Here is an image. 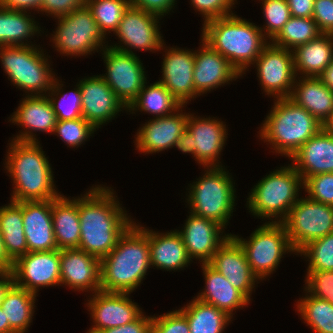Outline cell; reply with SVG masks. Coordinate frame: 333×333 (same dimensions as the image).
Segmentation results:
<instances>
[{"label":"cell","mask_w":333,"mask_h":333,"mask_svg":"<svg viewBox=\"0 0 333 333\" xmlns=\"http://www.w3.org/2000/svg\"><path fill=\"white\" fill-rule=\"evenodd\" d=\"M321 81L333 91V60L319 76Z\"/></svg>","instance_id":"680465c9"},{"label":"cell","mask_w":333,"mask_h":333,"mask_svg":"<svg viewBox=\"0 0 333 333\" xmlns=\"http://www.w3.org/2000/svg\"><path fill=\"white\" fill-rule=\"evenodd\" d=\"M205 277V289L199 293L198 300L213 305L224 311L232 318V312L248 305L249 300L222 274L218 273L209 264H202Z\"/></svg>","instance_id":"83f0119b"},{"label":"cell","mask_w":333,"mask_h":333,"mask_svg":"<svg viewBox=\"0 0 333 333\" xmlns=\"http://www.w3.org/2000/svg\"><path fill=\"white\" fill-rule=\"evenodd\" d=\"M130 6V0H99L90 3L87 7L91 10L93 18L100 31L105 36L110 31L115 32L123 17L124 12Z\"/></svg>","instance_id":"ab89813d"},{"label":"cell","mask_w":333,"mask_h":333,"mask_svg":"<svg viewBox=\"0 0 333 333\" xmlns=\"http://www.w3.org/2000/svg\"><path fill=\"white\" fill-rule=\"evenodd\" d=\"M97 186L82 198L78 197L81 227L78 248L101 260L115 248L121 235L134 221L120 207L111 188Z\"/></svg>","instance_id":"6da1fadb"},{"label":"cell","mask_w":333,"mask_h":333,"mask_svg":"<svg viewBox=\"0 0 333 333\" xmlns=\"http://www.w3.org/2000/svg\"><path fill=\"white\" fill-rule=\"evenodd\" d=\"M163 56L160 82L185 106L189 100L200 96L194 89V51L172 47Z\"/></svg>","instance_id":"cb8c5ba5"},{"label":"cell","mask_w":333,"mask_h":333,"mask_svg":"<svg viewBox=\"0 0 333 333\" xmlns=\"http://www.w3.org/2000/svg\"><path fill=\"white\" fill-rule=\"evenodd\" d=\"M36 294L14 283L7 289L1 307L15 333H26L34 314Z\"/></svg>","instance_id":"836d02e7"},{"label":"cell","mask_w":333,"mask_h":333,"mask_svg":"<svg viewBox=\"0 0 333 333\" xmlns=\"http://www.w3.org/2000/svg\"><path fill=\"white\" fill-rule=\"evenodd\" d=\"M263 4V14L265 16L266 26L260 28L264 31V36L273 39L284 24L291 18L290 9L286 0H261ZM267 36H266V35Z\"/></svg>","instance_id":"ee69618b"},{"label":"cell","mask_w":333,"mask_h":333,"mask_svg":"<svg viewBox=\"0 0 333 333\" xmlns=\"http://www.w3.org/2000/svg\"><path fill=\"white\" fill-rule=\"evenodd\" d=\"M298 253L308 257L307 270L333 271V233L308 243Z\"/></svg>","instance_id":"b9f144b4"},{"label":"cell","mask_w":333,"mask_h":333,"mask_svg":"<svg viewBox=\"0 0 333 333\" xmlns=\"http://www.w3.org/2000/svg\"><path fill=\"white\" fill-rule=\"evenodd\" d=\"M106 75H100L126 108L147 84L144 66L134 54L107 46L103 49Z\"/></svg>","instance_id":"4fadbf2b"},{"label":"cell","mask_w":333,"mask_h":333,"mask_svg":"<svg viewBox=\"0 0 333 333\" xmlns=\"http://www.w3.org/2000/svg\"><path fill=\"white\" fill-rule=\"evenodd\" d=\"M58 81L59 80L55 78L52 88L48 93L49 94L48 98L53 106V110L56 114L57 120H71V119L81 118L82 117L81 89L79 87V84L76 85L77 88H74V91L70 92L72 94L69 93L70 95L69 97L68 93L66 94L64 93L61 95L62 92H60V90L63 84L61 85ZM59 94L61 95L60 97H58ZM53 95L57 96L59 100H57L56 97L51 98V96Z\"/></svg>","instance_id":"60d3db41"},{"label":"cell","mask_w":333,"mask_h":333,"mask_svg":"<svg viewBox=\"0 0 333 333\" xmlns=\"http://www.w3.org/2000/svg\"><path fill=\"white\" fill-rule=\"evenodd\" d=\"M0 333H15L6 318L2 307L0 306Z\"/></svg>","instance_id":"91938a15"},{"label":"cell","mask_w":333,"mask_h":333,"mask_svg":"<svg viewBox=\"0 0 333 333\" xmlns=\"http://www.w3.org/2000/svg\"><path fill=\"white\" fill-rule=\"evenodd\" d=\"M13 262L7 257L0 234V272H11Z\"/></svg>","instance_id":"6f0895ef"},{"label":"cell","mask_w":333,"mask_h":333,"mask_svg":"<svg viewBox=\"0 0 333 333\" xmlns=\"http://www.w3.org/2000/svg\"><path fill=\"white\" fill-rule=\"evenodd\" d=\"M218 119L195 118L188 113L187 129L184 131L180 151L191 153L193 157L206 167H221L219 155L226 142V124Z\"/></svg>","instance_id":"7c38bea8"},{"label":"cell","mask_w":333,"mask_h":333,"mask_svg":"<svg viewBox=\"0 0 333 333\" xmlns=\"http://www.w3.org/2000/svg\"><path fill=\"white\" fill-rule=\"evenodd\" d=\"M293 51L294 71L304 77H319L333 60V38L330 33H321Z\"/></svg>","instance_id":"4dcf8cb0"},{"label":"cell","mask_w":333,"mask_h":333,"mask_svg":"<svg viewBox=\"0 0 333 333\" xmlns=\"http://www.w3.org/2000/svg\"><path fill=\"white\" fill-rule=\"evenodd\" d=\"M83 6V0H42L39 11L58 18Z\"/></svg>","instance_id":"f907efd6"},{"label":"cell","mask_w":333,"mask_h":333,"mask_svg":"<svg viewBox=\"0 0 333 333\" xmlns=\"http://www.w3.org/2000/svg\"><path fill=\"white\" fill-rule=\"evenodd\" d=\"M54 238L59 250L78 248L81 227L78 213V198L67 199L60 195L52 200Z\"/></svg>","instance_id":"1f68e13d"},{"label":"cell","mask_w":333,"mask_h":333,"mask_svg":"<svg viewBox=\"0 0 333 333\" xmlns=\"http://www.w3.org/2000/svg\"><path fill=\"white\" fill-rule=\"evenodd\" d=\"M60 277L61 284L71 289L101 291L100 259L79 248L62 249Z\"/></svg>","instance_id":"44dd1931"},{"label":"cell","mask_w":333,"mask_h":333,"mask_svg":"<svg viewBox=\"0 0 333 333\" xmlns=\"http://www.w3.org/2000/svg\"><path fill=\"white\" fill-rule=\"evenodd\" d=\"M179 310L187 319L190 333H222L232 319L219 308L196 298Z\"/></svg>","instance_id":"d590c367"},{"label":"cell","mask_w":333,"mask_h":333,"mask_svg":"<svg viewBox=\"0 0 333 333\" xmlns=\"http://www.w3.org/2000/svg\"><path fill=\"white\" fill-rule=\"evenodd\" d=\"M291 16L312 18L315 0H286Z\"/></svg>","instance_id":"db71d44e"},{"label":"cell","mask_w":333,"mask_h":333,"mask_svg":"<svg viewBox=\"0 0 333 333\" xmlns=\"http://www.w3.org/2000/svg\"><path fill=\"white\" fill-rule=\"evenodd\" d=\"M208 264L250 301L255 282L259 279L252 273L241 245L231 235Z\"/></svg>","instance_id":"7402d4cb"},{"label":"cell","mask_w":333,"mask_h":333,"mask_svg":"<svg viewBox=\"0 0 333 333\" xmlns=\"http://www.w3.org/2000/svg\"><path fill=\"white\" fill-rule=\"evenodd\" d=\"M27 14V11L0 6V46H29L24 41L40 33L38 23Z\"/></svg>","instance_id":"e575fe53"},{"label":"cell","mask_w":333,"mask_h":333,"mask_svg":"<svg viewBox=\"0 0 333 333\" xmlns=\"http://www.w3.org/2000/svg\"><path fill=\"white\" fill-rule=\"evenodd\" d=\"M13 283L37 294L39 287L61 285L60 250L27 252L12 265Z\"/></svg>","instance_id":"9a60e30c"},{"label":"cell","mask_w":333,"mask_h":333,"mask_svg":"<svg viewBox=\"0 0 333 333\" xmlns=\"http://www.w3.org/2000/svg\"><path fill=\"white\" fill-rule=\"evenodd\" d=\"M150 265L167 271L187 267L191 259L178 230L164 233L149 230Z\"/></svg>","instance_id":"f1b7e54d"},{"label":"cell","mask_w":333,"mask_h":333,"mask_svg":"<svg viewBox=\"0 0 333 333\" xmlns=\"http://www.w3.org/2000/svg\"><path fill=\"white\" fill-rule=\"evenodd\" d=\"M305 291L333 304V271L308 270Z\"/></svg>","instance_id":"bcb514c9"},{"label":"cell","mask_w":333,"mask_h":333,"mask_svg":"<svg viewBox=\"0 0 333 333\" xmlns=\"http://www.w3.org/2000/svg\"><path fill=\"white\" fill-rule=\"evenodd\" d=\"M96 129L83 117L71 120H57L53 133L67 145L79 147Z\"/></svg>","instance_id":"7bdbcfd3"},{"label":"cell","mask_w":333,"mask_h":333,"mask_svg":"<svg viewBox=\"0 0 333 333\" xmlns=\"http://www.w3.org/2000/svg\"><path fill=\"white\" fill-rule=\"evenodd\" d=\"M150 266L149 229L133 222L100 260L101 291L133 292Z\"/></svg>","instance_id":"7a4b0ae2"},{"label":"cell","mask_w":333,"mask_h":333,"mask_svg":"<svg viewBox=\"0 0 333 333\" xmlns=\"http://www.w3.org/2000/svg\"><path fill=\"white\" fill-rule=\"evenodd\" d=\"M224 227L216 221L206 219L190 212L183 230L178 232L182 236L189 258H198L202 264H208L217 249L231 234H223ZM222 231V232H221ZM222 233V234H220ZM220 234V236H219Z\"/></svg>","instance_id":"ffe728a7"},{"label":"cell","mask_w":333,"mask_h":333,"mask_svg":"<svg viewBox=\"0 0 333 333\" xmlns=\"http://www.w3.org/2000/svg\"><path fill=\"white\" fill-rule=\"evenodd\" d=\"M321 33H333V0H315L313 16Z\"/></svg>","instance_id":"681fc988"},{"label":"cell","mask_w":333,"mask_h":333,"mask_svg":"<svg viewBox=\"0 0 333 333\" xmlns=\"http://www.w3.org/2000/svg\"><path fill=\"white\" fill-rule=\"evenodd\" d=\"M319 34L321 32L313 18L291 16L279 33L270 41L275 46L294 50L297 46L313 40Z\"/></svg>","instance_id":"74e56055"},{"label":"cell","mask_w":333,"mask_h":333,"mask_svg":"<svg viewBox=\"0 0 333 333\" xmlns=\"http://www.w3.org/2000/svg\"><path fill=\"white\" fill-rule=\"evenodd\" d=\"M182 104L165 88V86L157 81L150 86L144 85L135 100L129 105L127 111L130 112L140 110L155 117H162L173 114Z\"/></svg>","instance_id":"8d00e7d4"},{"label":"cell","mask_w":333,"mask_h":333,"mask_svg":"<svg viewBox=\"0 0 333 333\" xmlns=\"http://www.w3.org/2000/svg\"><path fill=\"white\" fill-rule=\"evenodd\" d=\"M79 87L82 117L95 129L115 118L123 108L127 109L100 75L80 80Z\"/></svg>","instance_id":"d6986e66"},{"label":"cell","mask_w":333,"mask_h":333,"mask_svg":"<svg viewBox=\"0 0 333 333\" xmlns=\"http://www.w3.org/2000/svg\"><path fill=\"white\" fill-rule=\"evenodd\" d=\"M302 319L315 333H333V304L311 294L298 300Z\"/></svg>","instance_id":"f35d334b"},{"label":"cell","mask_w":333,"mask_h":333,"mask_svg":"<svg viewBox=\"0 0 333 333\" xmlns=\"http://www.w3.org/2000/svg\"><path fill=\"white\" fill-rule=\"evenodd\" d=\"M8 149L6 169L13 180L10 200L15 202L53 200L60 196L55 190L51 165L39 142L12 140Z\"/></svg>","instance_id":"3957f363"},{"label":"cell","mask_w":333,"mask_h":333,"mask_svg":"<svg viewBox=\"0 0 333 333\" xmlns=\"http://www.w3.org/2000/svg\"><path fill=\"white\" fill-rule=\"evenodd\" d=\"M236 0H191V4L203 15L207 22L212 19L220 18L233 14L230 12Z\"/></svg>","instance_id":"c3c4849f"},{"label":"cell","mask_w":333,"mask_h":333,"mask_svg":"<svg viewBox=\"0 0 333 333\" xmlns=\"http://www.w3.org/2000/svg\"><path fill=\"white\" fill-rule=\"evenodd\" d=\"M300 78L295 79L290 99L323 123L333 111V91L319 77Z\"/></svg>","instance_id":"f546056e"},{"label":"cell","mask_w":333,"mask_h":333,"mask_svg":"<svg viewBox=\"0 0 333 333\" xmlns=\"http://www.w3.org/2000/svg\"><path fill=\"white\" fill-rule=\"evenodd\" d=\"M322 129L333 136V111L328 116V118L322 123Z\"/></svg>","instance_id":"94428289"},{"label":"cell","mask_w":333,"mask_h":333,"mask_svg":"<svg viewBox=\"0 0 333 333\" xmlns=\"http://www.w3.org/2000/svg\"><path fill=\"white\" fill-rule=\"evenodd\" d=\"M42 0H0V6L13 10L27 11L35 9L39 13Z\"/></svg>","instance_id":"11a10c76"},{"label":"cell","mask_w":333,"mask_h":333,"mask_svg":"<svg viewBox=\"0 0 333 333\" xmlns=\"http://www.w3.org/2000/svg\"><path fill=\"white\" fill-rule=\"evenodd\" d=\"M0 60L9 80L30 95L50 91L54 74L48 59L33 44L29 46H0Z\"/></svg>","instance_id":"ba28073f"},{"label":"cell","mask_w":333,"mask_h":333,"mask_svg":"<svg viewBox=\"0 0 333 333\" xmlns=\"http://www.w3.org/2000/svg\"><path fill=\"white\" fill-rule=\"evenodd\" d=\"M96 1H99V0H83V3H84V6H88L90 3L96 2Z\"/></svg>","instance_id":"6125c7cd"},{"label":"cell","mask_w":333,"mask_h":333,"mask_svg":"<svg viewBox=\"0 0 333 333\" xmlns=\"http://www.w3.org/2000/svg\"><path fill=\"white\" fill-rule=\"evenodd\" d=\"M275 101L261 126L259 136L265 139L264 142L272 144L276 153L291 157L322 129V123L290 98Z\"/></svg>","instance_id":"5b68a950"},{"label":"cell","mask_w":333,"mask_h":333,"mask_svg":"<svg viewBox=\"0 0 333 333\" xmlns=\"http://www.w3.org/2000/svg\"><path fill=\"white\" fill-rule=\"evenodd\" d=\"M175 1L176 0H130V6L162 18V16H165L166 13L168 14V12L173 9Z\"/></svg>","instance_id":"816d5d0a"},{"label":"cell","mask_w":333,"mask_h":333,"mask_svg":"<svg viewBox=\"0 0 333 333\" xmlns=\"http://www.w3.org/2000/svg\"><path fill=\"white\" fill-rule=\"evenodd\" d=\"M201 40L202 48L194 51L193 71L194 89L199 95L242 76L225 57Z\"/></svg>","instance_id":"603a6c76"},{"label":"cell","mask_w":333,"mask_h":333,"mask_svg":"<svg viewBox=\"0 0 333 333\" xmlns=\"http://www.w3.org/2000/svg\"><path fill=\"white\" fill-rule=\"evenodd\" d=\"M231 236L241 245L252 273L260 280L265 279L279 265L282 255L295 252L283 223L270 222L259 226L246 240Z\"/></svg>","instance_id":"9c48e42d"},{"label":"cell","mask_w":333,"mask_h":333,"mask_svg":"<svg viewBox=\"0 0 333 333\" xmlns=\"http://www.w3.org/2000/svg\"><path fill=\"white\" fill-rule=\"evenodd\" d=\"M302 188L309 194L308 198L333 206V173L307 177Z\"/></svg>","instance_id":"f6af8a7d"},{"label":"cell","mask_w":333,"mask_h":333,"mask_svg":"<svg viewBox=\"0 0 333 333\" xmlns=\"http://www.w3.org/2000/svg\"><path fill=\"white\" fill-rule=\"evenodd\" d=\"M255 63L257 76L265 93L276 99L290 98L297 77L293 51L268 42Z\"/></svg>","instance_id":"5bb4252c"},{"label":"cell","mask_w":333,"mask_h":333,"mask_svg":"<svg viewBox=\"0 0 333 333\" xmlns=\"http://www.w3.org/2000/svg\"><path fill=\"white\" fill-rule=\"evenodd\" d=\"M152 317L142 313L136 320L114 328L104 329L98 333H151Z\"/></svg>","instance_id":"f5cc1de1"},{"label":"cell","mask_w":333,"mask_h":333,"mask_svg":"<svg viewBox=\"0 0 333 333\" xmlns=\"http://www.w3.org/2000/svg\"><path fill=\"white\" fill-rule=\"evenodd\" d=\"M206 173L190 187L191 213L216 221L226 228L235 204V186L225 168L207 167Z\"/></svg>","instance_id":"52a82bcc"},{"label":"cell","mask_w":333,"mask_h":333,"mask_svg":"<svg viewBox=\"0 0 333 333\" xmlns=\"http://www.w3.org/2000/svg\"><path fill=\"white\" fill-rule=\"evenodd\" d=\"M159 19L160 17L156 15L129 6L124 12L117 30L114 32L125 47L123 45L117 46L116 44L110 47L129 54H134L131 51L132 48L144 51L163 49L164 40L158 27Z\"/></svg>","instance_id":"2e32d148"},{"label":"cell","mask_w":333,"mask_h":333,"mask_svg":"<svg viewBox=\"0 0 333 333\" xmlns=\"http://www.w3.org/2000/svg\"><path fill=\"white\" fill-rule=\"evenodd\" d=\"M22 217L28 252L58 249L52 220V200L22 201Z\"/></svg>","instance_id":"d4e9b609"},{"label":"cell","mask_w":333,"mask_h":333,"mask_svg":"<svg viewBox=\"0 0 333 333\" xmlns=\"http://www.w3.org/2000/svg\"><path fill=\"white\" fill-rule=\"evenodd\" d=\"M130 293L98 291L88 301L90 315L95 325L87 333L123 326L136 320L142 313L129 299Z\"/></svg>","instance_id":"e0dca14e"},{"label":"cell","mask_w":333,"mask_h":333,"mask_svg":"<svg viewBox=\"0 0 333 333\" xmlns=\"http://www.w3.org/2000/svg\"><path fill=\"white\" fill-rule=\"evenodd\" d=\"M260 28L230 14L204 22L202 39L242 75L268 44Z\"/></svg>","instance_id":"277c9868"},{"label":"cell","mask_w":333,"mask_h":333,"mask_svg":"<svg viewBox=\"0 0 333 333\" xmlns=\"http://www.w3.org/2000/svg\"><path fill=\"white\" fill-rule=\"evenodd\" d=\"M13 284L11 272H0V306L7 289Z\"/></svg>","instance_id":"9f6ffc18"},{"label":"cell","mask_w":333,"mask_h":333,"mask_svg":"<svg viewBox=\"0 0 333 333\" xmlns=\"http://www.w3.org/2000/svg\"><path fill=\"white\" fill-rule=\"evenodd\" d=\"M182 105L173 114L155 117L138 129L136 148L142 153H156L176 146L179 150L184 131L187 129L188 113L182 112ZM181 109V113L179 112Z\"/></svg>","instance_id":"ac0fdd59"},{"label":"cell","mask_w":333,"mask_h":333,"mask_svg":"<svg viewBox=\"0 0 333 333\" xmlns=\"http://www.w3.org/2000/svg\"><path fill=\"white\" fill-rule=\"evenodd\" d=\"M151 333H190V329L185 315L176 310L162 316H153Z\"/></svg>","instance_id":"7dc6e473"},{"label":"cell","mask_w":333,"mask_h":333,"mask_svg":"<svg viewBox=\"0 0 333 333\" xmlns=\"http://www.w3.org/2000/svg\"><path fill=\"white\" fill-rule=\"evenodd\" d=\"M290 159L303 181L317 174L333 173V136L321 129Z\"/></svg>","instance_id":"4316f807"},{"label":"cell","mask_w":333,"mask_h":333,"mask_svg":"<svg viewBox=\"0 0 333 333\" xmlns=\"http://www.w3.org/2000/svg\"><path fill=\"white\" fill-rule=\"evenodd\" d=\"M13 113L10 121L23 126L25 131L17 135L14 140L23 142H38L32 131L53 133L57 117L47 95H27ZM30 130V131H29Z\"/></svg>","instance_id":"484cf974"},{"label":"cell","mask_w":333,"mask_h":333,"mask_svg":"<svg viewBox=\"0 0 333 333\" xmlns=\"http://www.w3.org/2000/svg\"><path fill=\"white\" fill-rule=\"evenodd\" d=\"M302 186V177L292 163L281 167L266 175L251 189L247 198L248 209L254 216L282 223L299 200V187ZM277 217L279 221L271 219Z\"/></svg>","instance_id":"8992f818"},{"label":"cell","mask_w":333,"mask_h":333,"mask_svg":"<svg viewBox=\"0 0 333 333\" xmlns=\"http://www.w3.org/2000/svg\"><path fill=\"white\" fill-rule=\"evenodd\" d=\"M57 19L58 26L52 40L61 54L83 56L97 51L98 48L102 51L106 47L103 45L105 36L87 6Z\"/></svg>","instance_id":"30bf717a"},{"label":"cell","mask_w":333,"mask_h":333,"mask_svg":"<svg viewBox=\"0 0 333 333\" xmlns=\"http://www.w3.org/2000/svg\"><path fill=\"white\" fill-rule=\"evenodd\" d=\"M0 207V234L7 257L14 262L28 252L22 217V202Z\"/></svg>","instance_id":"d6a6232c"},{"label":"cell","mask_w":333,"mask_h":333,"mask_svg":"<svg viewBox=\"0 0 333 333\" xmlns=\"http://www.w3.org/2000/svg\"><path fill=\"white\" fill-rule=\"evenodd\" d=\"M295 253L308 243L333 233V206L300 198L282 222Z\"/></svg>","instance_id":"8fae6325"}]
</instances>
